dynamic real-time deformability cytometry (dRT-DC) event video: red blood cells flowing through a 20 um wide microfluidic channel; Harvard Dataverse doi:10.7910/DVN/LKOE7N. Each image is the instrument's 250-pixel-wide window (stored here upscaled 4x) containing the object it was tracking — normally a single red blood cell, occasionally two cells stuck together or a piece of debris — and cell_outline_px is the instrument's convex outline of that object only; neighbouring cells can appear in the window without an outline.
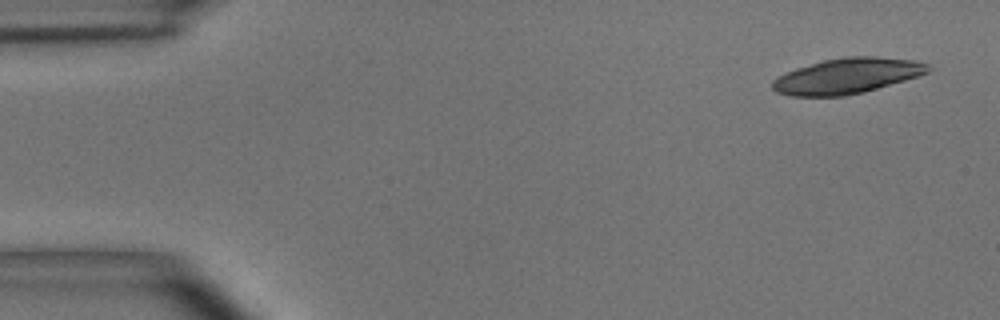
{"species": "common noctule bat (a hibernating species)", "species_latin": "Nyctalus noctula", "temperature_condition": "room temperature", "stored_images_in_passage": 19, "camera_frame_rate_fps": 3000, "um_per_image_px": 0.085, "animal": {"sex": "male", "body_mass_g": 15.6}, "frame": {"image": 1, "passage_image": 1, "time_ms": 0.0, "image_size_px": [1000, 320], "cell_outline_px": [[932, 68], [928, 72], [904, 80], [864, 92], [844, 96], [792, 96], [776, 92], [772, 88], [772, 80], [776, 76], [796, 68], [824, 60], [844, 56], [876, 56], [916, 60], [928, 64]], "centroid_in_image_um": [71.98, 6.44], "position_along_channel_um": 13.0, "area_um2": 32.19}}